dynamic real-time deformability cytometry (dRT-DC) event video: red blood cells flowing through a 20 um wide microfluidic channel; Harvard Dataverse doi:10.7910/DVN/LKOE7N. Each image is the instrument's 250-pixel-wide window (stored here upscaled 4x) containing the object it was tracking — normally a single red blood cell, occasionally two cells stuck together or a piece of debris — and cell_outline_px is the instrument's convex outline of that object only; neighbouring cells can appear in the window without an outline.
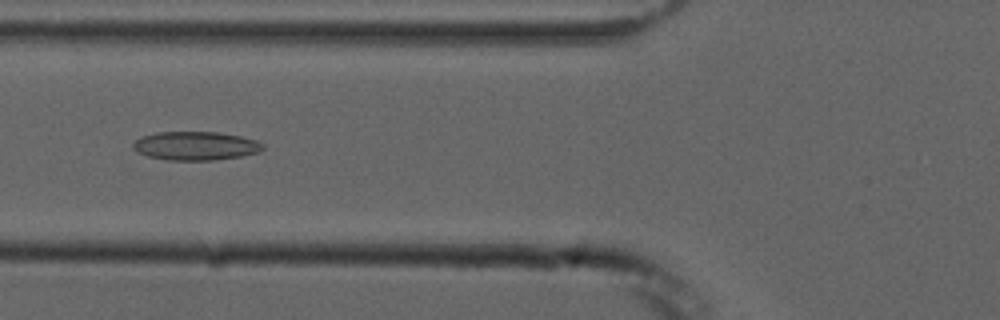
{"species": "common noctule bat (a hibernating species)", "species_latin": "Nyctalus noctula", "temperature_condition": "cold", "stored_images_in_passage": 7, "camera_frame_rate_fps": 3000, "um_per_image_px": 0.085, "animal": {"sex": "male", "forearm_length_mm": 52.5}, "frame": {"image": 1, "passage_image": 6, "time_ms": 6.0, "image_size_px": [1000, 320], "cell_outline_px": [[264, 148], [260, 152], [240, 156], [216, 160], [168, 160], [148, 156], [132, 148], [132, 144], [136, 140], [144, 136], [156, 132], [216, 132], [240, 136], [256, 140], [264, 144]], "centroid_in_image_um": [16.65, 12.4], "position_along_channel_um": 109.1, "area_um2": 21.56}}
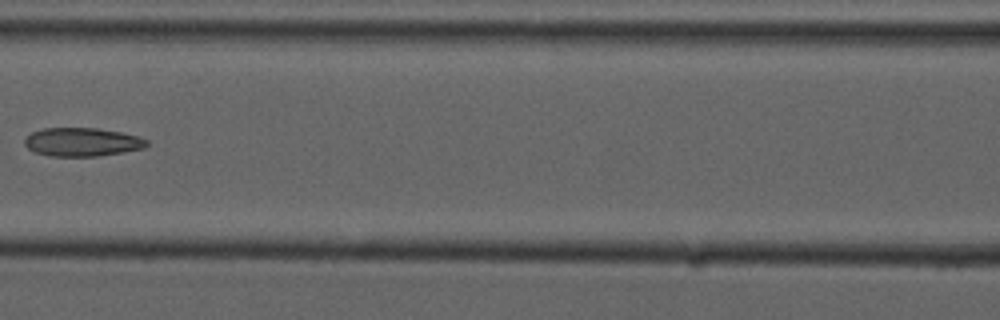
{"frame": {"image": 2, "passage_image": 7, "time_ms": 7.333, "image_size_px": [1000, 320], "cell_outline_px": [[148, 144], [144, 148], [96, 156], [52, 156], [36, 152], [28, 148], [24, 144], [24, 140], [32, 132], [44, 128], [96, 128], [120, 132], [140, 136], [148, 140]], "centroid_in_image_um": [6.99, 12.06], "position_along_channel_um": 159.6, "area_um2": 20.11}}